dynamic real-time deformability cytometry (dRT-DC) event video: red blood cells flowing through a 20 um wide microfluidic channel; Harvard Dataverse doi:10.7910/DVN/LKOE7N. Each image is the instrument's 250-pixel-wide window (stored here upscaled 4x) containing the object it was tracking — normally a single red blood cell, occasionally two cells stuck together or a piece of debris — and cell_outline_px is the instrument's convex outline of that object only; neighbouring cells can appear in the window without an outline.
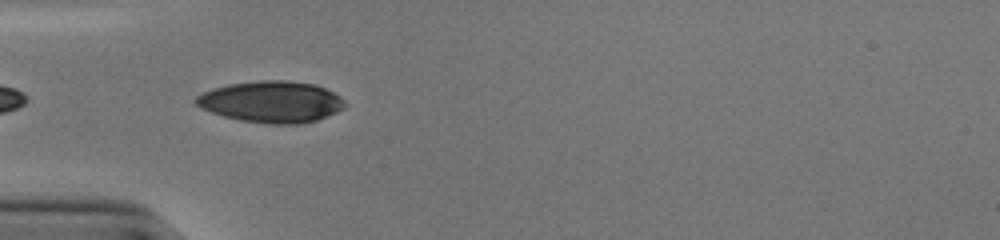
{"species": "human", "species_latin": "Homo sapiens", "temperature_condition": "cold", "stored_images_in_passage": 5, "camera_frame_rate_fps": 3000, "um_per_image_px": 0.085, "donor": {"sex": "male"}, "frame": {"image": 1, "passage_image": 2, "time_ms": 0.333, "image_size_px": [1000, 240], "cell_outline_px": [[348, 104], [344, 108], [336, 112], [316, 120], [304, 124], [272, 124], [240, 120], [224, 116], [200, 108], [192, 100], [196, 96], [212, 88], [228, 84], [260, 80], [288, 80], [316, 84], [340, 96]], "centroid_in_image_um": [23.07, 8.65], "position_along_channel_um": 61.9, "area_um2": 36.18}}